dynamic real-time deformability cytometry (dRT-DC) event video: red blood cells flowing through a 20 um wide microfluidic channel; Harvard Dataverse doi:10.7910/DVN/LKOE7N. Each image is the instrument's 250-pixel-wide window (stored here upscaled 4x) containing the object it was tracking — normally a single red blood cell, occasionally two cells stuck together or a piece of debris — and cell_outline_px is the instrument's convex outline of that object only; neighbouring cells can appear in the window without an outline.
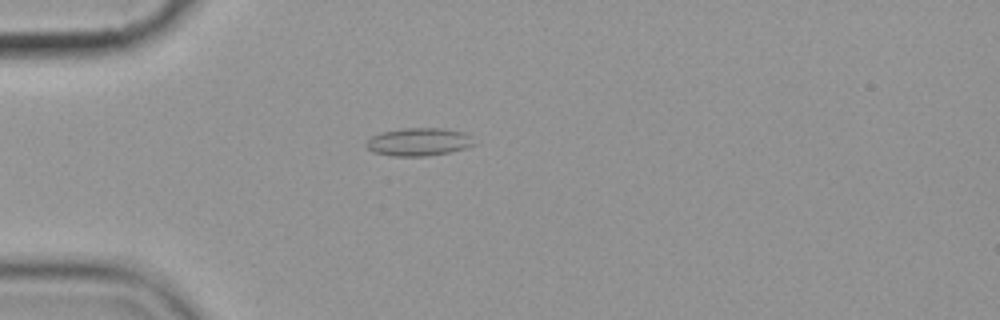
{"species": "common noctule bat (a hibernating species)", "species_latin": "Nyctalus noctula", "temperature_condition": "cold", "stored_images_in_passage": 2, "camera_frame_rate_fps": 3000, "um_per_image_px": 0.085, "animal": {"sex": "female", "body_mass_g": 19.9}, "frame": {"image": 1, "passage_image": 2, "time_ms": 1.0, "image_size_px": [1000, 320], "cell_outline_px": [[476, 144], [464, 148], [448, 152], [424, 156], [392, 156], [372, 152], [364, 144], [372, 136], [380, 132], [404, 128], [440, 128], [464, 132], [472, 136]], "centroid_in_image_um": [35.58, 12.05], "position_along_channel_um": 49.4, "area_um2": 17.57}}